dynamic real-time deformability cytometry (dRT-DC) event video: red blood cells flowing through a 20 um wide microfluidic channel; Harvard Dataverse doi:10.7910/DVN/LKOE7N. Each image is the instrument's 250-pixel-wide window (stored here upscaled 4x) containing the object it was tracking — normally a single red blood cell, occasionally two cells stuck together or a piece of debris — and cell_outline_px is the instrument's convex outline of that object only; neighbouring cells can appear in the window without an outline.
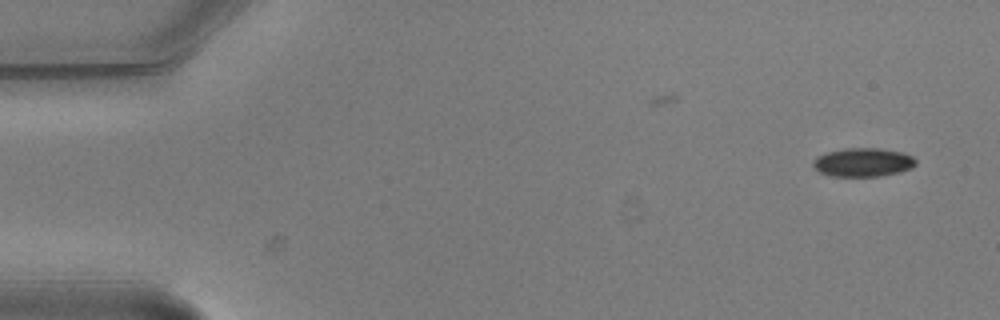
{"species": "common noctule bat (a hibernating species)", "species_latin": "Nyctalus noctula", "temperature_condition": "warm", "stored_images_in_passage": 2, "camera_frame_rate_fps": 3000, "um_per_image_px": 0.085, "animal": {"sex": "male", "body_mass_g": 20.5, "forearm_length_mm": 52.5}, "frame": {"image": 1, "passage_image": 2, "time_ms": 0.333, "image_size_px": [1000, 320], "cell_outline_px": [[916, 164], [912, 168], [900, 172], [880, 176], [832, 176], [820, 172], [812, 168], [812, 160], [816, 156], [828, 152], [848, 148], [880, 148], [900, 152], [912, 156], [916, 160]], "centroid_in_image_um": [73.33, 13.8], "position_along_channel_um": 11.7, "area_um2": 17.22}}